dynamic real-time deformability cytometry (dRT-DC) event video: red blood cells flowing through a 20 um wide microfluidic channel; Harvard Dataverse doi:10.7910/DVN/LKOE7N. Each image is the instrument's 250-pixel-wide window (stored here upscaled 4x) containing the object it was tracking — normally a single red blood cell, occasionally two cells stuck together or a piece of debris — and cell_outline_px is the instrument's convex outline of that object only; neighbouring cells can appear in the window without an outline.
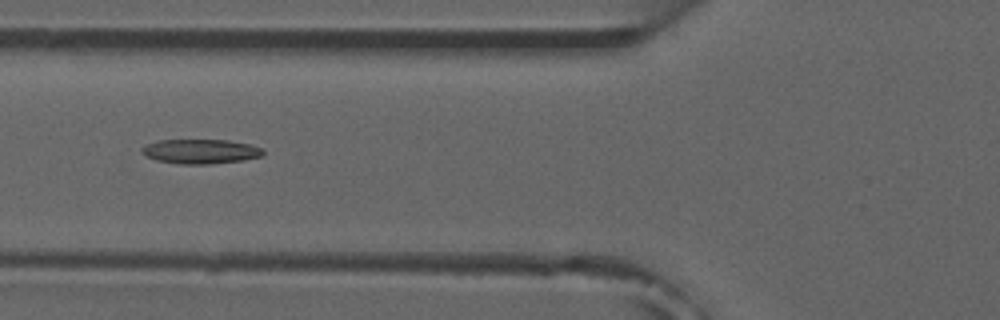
{"species": "common noctule bat (a hibernating species)", "species_latin": "Nyctalus noctula", "temperature_condition": "room temperature", "stored_images_in_passage": 6, "camera_frame_rate_fps": 3000, "um_per_image_px": 0.085, "animal": {"sex": "male", "forearm_length_mm": 52.5}, "frame": {"image": 1, "passage_image": 5, "time_ms": 5.333, "image_size_px": [1000, 320], "cell_outline_px": [[264, 152], [260, 156], [244, 160], [212, 164], [176, 164], [156, 160], [140, 152], [140, 148], [156, 140], [228, 140], [248, 144], [260, 148]], "centroid_in_image_um": [17.0, 12.87], "position_along_channel_um": 108.8, "area_um2": 17.28}}
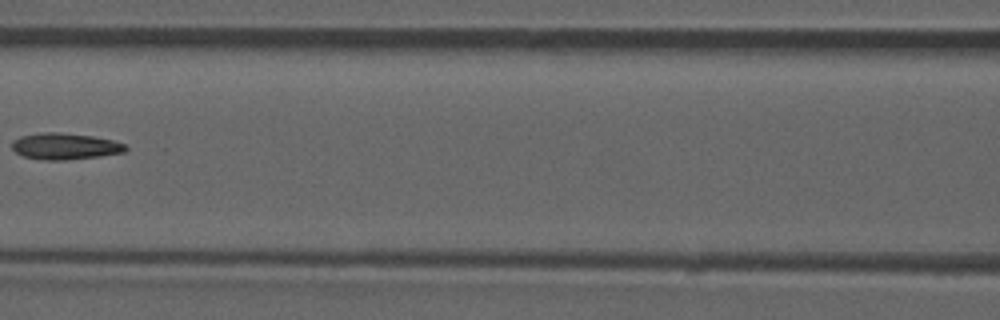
{"frame": {"image": 2, "passage_image": 6, "time_ms": 6.667, "image_size_px": [1000, 320], "cell_outline_px": [[128, 148], [124, 152], [100, 156], [68, 160], [44, 160], [24, 156], [16, 152], [12, 148], [12, 140], [20, 136], [40, 132], [60, 132], [92, 136], [112, 140], [124, 144]], "centroid_in_image_um": [5.5, 12.43], "position_along_channel_um": 161.1, "area_um2": 17.51}}